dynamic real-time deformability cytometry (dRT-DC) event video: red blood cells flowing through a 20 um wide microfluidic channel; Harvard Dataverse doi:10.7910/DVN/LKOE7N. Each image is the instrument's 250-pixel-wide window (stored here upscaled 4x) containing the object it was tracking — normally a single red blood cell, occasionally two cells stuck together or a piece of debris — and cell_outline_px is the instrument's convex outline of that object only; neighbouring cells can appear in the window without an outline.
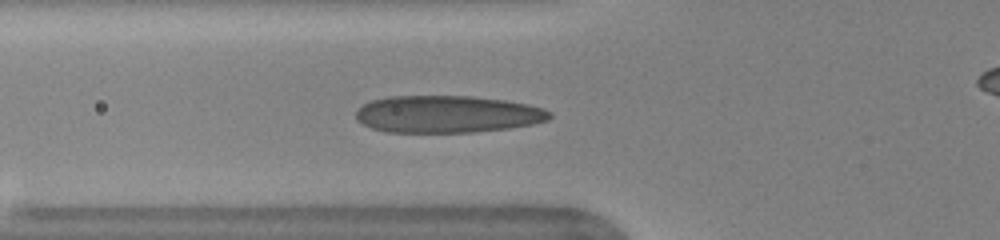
{"species": "human", "species_latin": "Homo sapiens", "temperature_condition": "warm", "stored_images_in_passage": 24, "camera_frame_rate_fps": 3000, "um_per_image_px": 0.085, "donor": {"sex": "female"}, "frame": {"image": 1, "passage_image": 14, "time_ms": 4.333, "image_size_px": [1000, 240], "cell_outline_px": [[552, 116], [548, 120], [532, 124], [508, 128], [472, 132], [388, 132], [372, 128], [356, 120], [356, 112], [364, 104], [372, 100], [388, 96], [472, 96], [504, 100], [528, 104], [544, 108], [552, 112]], "centroid_in_image_um": [38.04, 9.7], "position_along_channel_um": 87.8, "area_um2": 41.96}}